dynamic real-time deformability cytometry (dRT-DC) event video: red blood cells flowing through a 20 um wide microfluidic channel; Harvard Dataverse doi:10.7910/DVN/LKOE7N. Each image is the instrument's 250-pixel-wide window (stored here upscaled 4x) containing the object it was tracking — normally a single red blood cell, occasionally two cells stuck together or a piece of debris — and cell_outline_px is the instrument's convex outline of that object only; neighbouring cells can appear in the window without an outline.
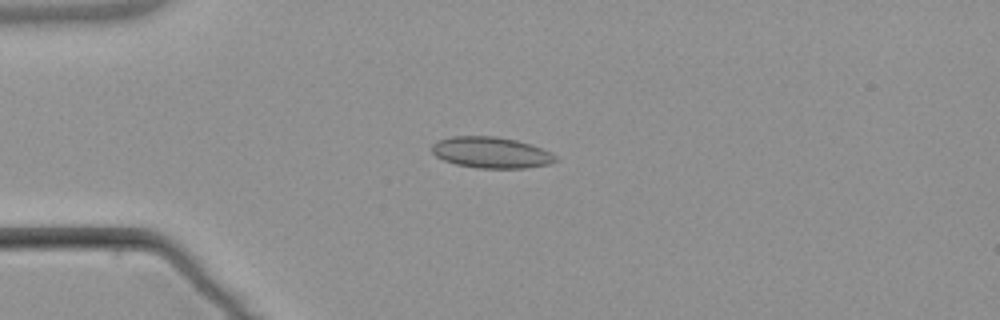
{"species": "common noctule bat (a hibernating species)", "species_latin": "Nyctalus noctula", "temperature_condition": "warm", "stored_images_in_passage": 4, "camera_frame_rate_fps": 3000, "um_per_image_px": 0.085, "animal": {"sex": "male", "body_mass_g": 21.5, "forearm_length_mm": 52.0}, "frame": {"image": 1, "passage_image": 3, "time_ms": 3.333, "image_size_px": [1000, 320], "cell_outline_px": [[556, 160], [548, 164], [524, 168], [476, 168], [456, 164], [444, 160], [436, 156], [432, 152], [432, 144], [436, 140], [452, 136], [496, 136], [516, 140], [552, 152], [556, 156]], "centroid_in_image_um": [41.71, 12.96], "position_along_channel_um": 43.3, "area_um2": 22.37}}